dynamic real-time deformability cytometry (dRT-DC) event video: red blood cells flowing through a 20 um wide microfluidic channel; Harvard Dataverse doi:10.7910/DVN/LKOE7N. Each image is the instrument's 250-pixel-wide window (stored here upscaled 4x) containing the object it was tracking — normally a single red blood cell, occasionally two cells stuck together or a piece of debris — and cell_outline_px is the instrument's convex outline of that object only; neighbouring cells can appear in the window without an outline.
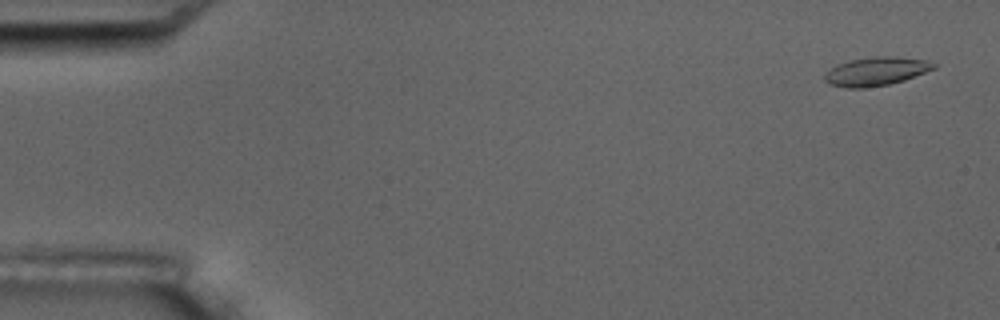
{"species": "common noctule bat (a hibernating species)", "species_latin": "Nyctalus noctula", "temperature_condition": "room temperature", "stored_images_in_passage": 2, "segment_of_instrument_passage": [2, 2], "camera_frame_rate_fps": 3000, "um_per_image_px": 0.085, "animal": {"sex": "male", "body_mass_g": 17.5, "forearm_length_mm": 52.3}, "frame": {"image": 1, "passage_image": 2, "time_ms": 1.333, "image_size_px": [1000, 320], "cell_outline_px": [[936, 68], [904, 80], [888, 84], [864, 88], [848, 88], [828, 84], [824, 80], [824, 76], [836, 64], [852, 60], [872, 56], [896, 56], [928, 60], [936, 64]], "centroid_in_image_um": [74.48, 6.06], "position_along_channel_um": 10.5, "area_um2": 18.15}}